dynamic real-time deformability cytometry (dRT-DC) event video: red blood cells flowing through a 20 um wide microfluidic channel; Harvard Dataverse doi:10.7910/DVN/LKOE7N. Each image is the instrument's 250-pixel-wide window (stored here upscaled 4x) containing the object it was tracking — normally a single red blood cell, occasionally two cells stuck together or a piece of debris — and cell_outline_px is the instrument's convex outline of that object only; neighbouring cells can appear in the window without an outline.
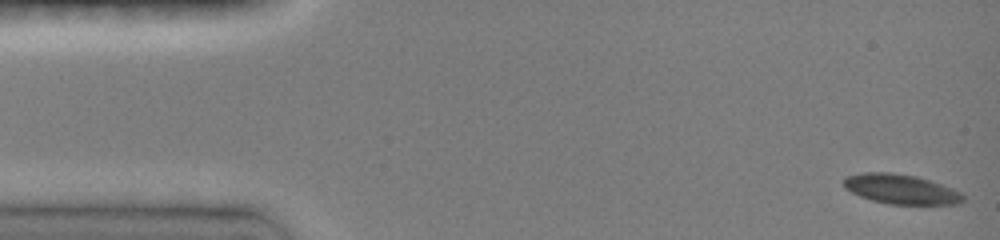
{"species": "common noctule bat (a hibernating species)", "species_latin": "Nyctalus noctula", "temperature_condition": "room temperature", "stored_images_in_passage": 34, "camera_frame_rate_fps": 3000, "um_per_image_px": 0.085, "animal": {"sex": "female", "body_mass_g": 19.0, "forearm_length_mm": 51.5}, "frame": {"image": 1, "passage_image": 1, "time_ms": 0.0, "image_size_px": [1000, 240], "cell_outline_px": [[964, 200], [960, 204], [888, 204], [872, 200], [860, 196], [844, 188], [844, 176], [864, 172], [892, 172], [916, 176], [952, 188], [960, 192], [964, 196]], "centroid_in_image_um": [76.56, 16.07], "position_along_channel_um": 8.4, "area_um2": 20.63}}
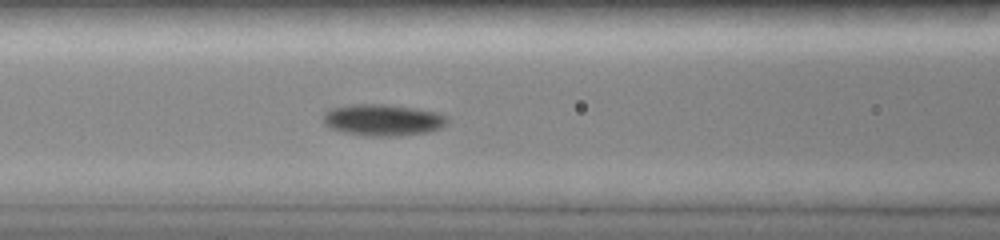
{"frame": {"image": 2, "passage_image": 16, "time_ms": 6.0, "image_size_px": [1000, 240], "cell_outline_px": [[448, 120], [440, 128], [428, 132], [396, 136], [364, 136], [344, 132], [328, 128], [324, 124], [324, 112], [332, 108], [348, 104], [388, 104], [416, 108], [436, 112], [448, 116]], "centroid_in_image_um": [32.52, 10.19], "position_along_channel_um": 134.1, "area_um2": 23.0}}
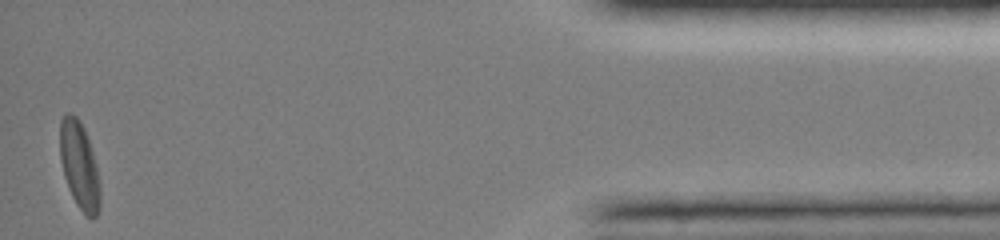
{"frame": {"image": 3, "passage_image": 34, "time_ms": 15.0, "image_size_px": [1000, 240], "cell_outline_px": [[100, 212], [96, 216], [88, 216], [76, 204], [68, 188], [64, 176], [60, 160], [60, 120], [64, 112], [72, 112], [80, 120], [84, 128], [96, 164], [100, 184]], "centroid_in_image_um": [6.74, 14.02], "position_along_channel_um": 428.5, "area_um2": 20.52}, "authors_computed_cell_mechanics": {"area_um2": 20.7502, "velocity_mm_per_s": 4.0397, "shape_relaxation_time_tau1_ms": 2.3323, "shape_relaxation_time_tau2_ms": null, "deformation_change_tau1": 0.1272, "deformation_change_tau2": null}}